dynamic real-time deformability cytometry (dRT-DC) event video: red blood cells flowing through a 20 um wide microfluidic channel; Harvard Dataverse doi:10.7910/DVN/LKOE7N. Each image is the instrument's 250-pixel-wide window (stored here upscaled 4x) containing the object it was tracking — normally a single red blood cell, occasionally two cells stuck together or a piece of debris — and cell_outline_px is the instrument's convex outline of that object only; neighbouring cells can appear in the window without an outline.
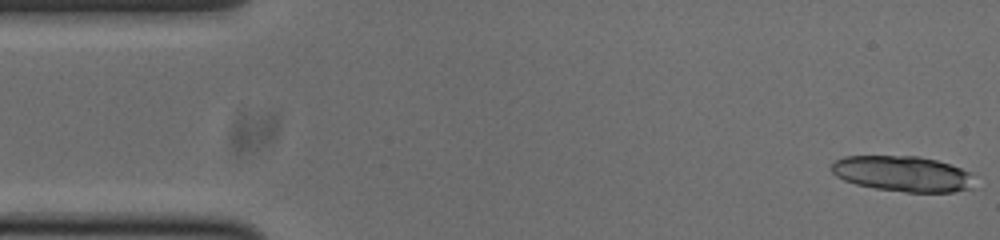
{"species": "common noctule bat (a hibernating species)", "species_latin": "Nyctalus noctula", "temperature_condition": "cold", "stored_images_in_passage": 20, "camera_frame_rate_fps": 3000, "um_per_image_px": 0.085, "animal": {"sex": "male", "body_mass_g": 20.0, "forearm_length_mm": 53.3}, "frame": {"image": 1, "passage_image": 1, "time_ms": 0.0, "image_size_px": [1000, 240], "cell_outline_px": [[972, 188], [952, 192], [904, 192], [876, 188], [856, 184], [844, 180], [836, 176], [828, 168], [836, 160], [844, 156], [920, 156], [936, 160], [960, 168], [968, 172]], "centroid_in_image_um": [76.65, 14.76], "position_along_channel_um": 8.4, "area_um2": 29.36}}